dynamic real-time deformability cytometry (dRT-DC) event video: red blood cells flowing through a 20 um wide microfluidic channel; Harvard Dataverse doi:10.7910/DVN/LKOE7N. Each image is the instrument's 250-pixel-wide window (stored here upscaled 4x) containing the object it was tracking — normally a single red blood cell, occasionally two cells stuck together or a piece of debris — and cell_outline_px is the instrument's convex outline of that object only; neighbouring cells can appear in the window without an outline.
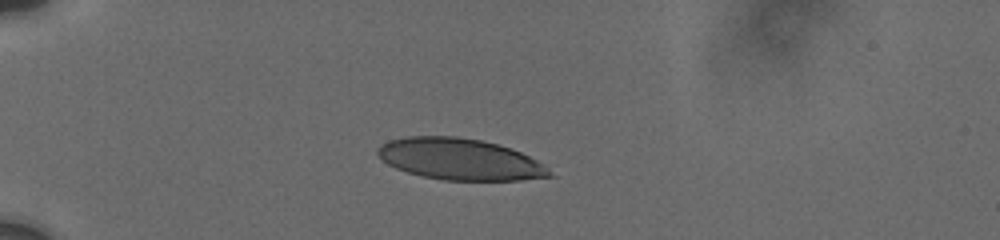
{"species": "human", "species_latin": "Homo sapiens", "temperature_condition": "cold", "stored_images_in_passage": 10, "camera_frame_rate_fps": 3000, "um_per_image_px": 0.085, "donor": {"sex": "male"}, "frame": {"image": 1, "passage_image": 1, "time_ms": 0.0, "image_size_px": [1000, 240], "cell_outline_px": [[556, 176], [520, 180], [444, 180], [424, 176], [408, 172], [396, 168], [388, 164], [376, 152], [376, 148], [380, 144], [388, 140], [408, 136], [456, 136], [480, 140], [496, 144], [520, 152], [544, 164]], "centroid_in_image_um": [39.08, 13.53], "position_along_channel_um": 45.9, "area_um2": 41.33}}
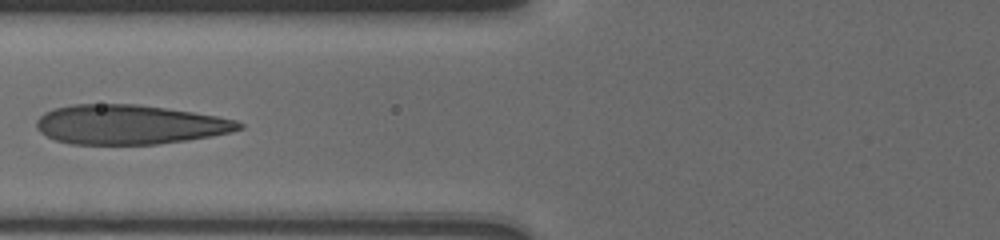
{"frame": {"image": 2, "passage_image": 6, "time_ms": 3.0, "image_size_px": [1000, 240], "cell_outline_px": [[244, 128], [232, 132], [212, 136], [188, 140], [156, 144], [72, 144], [56, 140], [40, 132], [36, 128], [36, 120], [44, 112], [52, 108], [72, 104], [136, 104], [192, 112], [216, 116], [236, 120], [244, 124]], "centroid_in_image_um": [11.0, 10.59], "position_along_channel_um": 114.8, "area_um2": 46.64}}
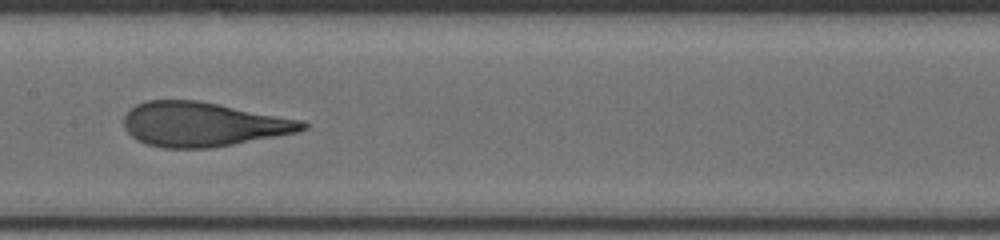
{"frame": {"image": 3, "passage_image": 9, "time_ms": 5.0, "image_size_px": [1000, 240], "cell_outline_px": [[308, 128], [296, 132], [276, 136], [212, 148], [164, 148], [144, 144], [136, 140], [124, 128], [124, 116], [136, 104], [144, 100], [200, 100], [304, 120], [308, 124]], "centroid_in_image_um": [17.25, 10.56], "position_along_channel_um": 190.2, "area_um2": 46.47}}